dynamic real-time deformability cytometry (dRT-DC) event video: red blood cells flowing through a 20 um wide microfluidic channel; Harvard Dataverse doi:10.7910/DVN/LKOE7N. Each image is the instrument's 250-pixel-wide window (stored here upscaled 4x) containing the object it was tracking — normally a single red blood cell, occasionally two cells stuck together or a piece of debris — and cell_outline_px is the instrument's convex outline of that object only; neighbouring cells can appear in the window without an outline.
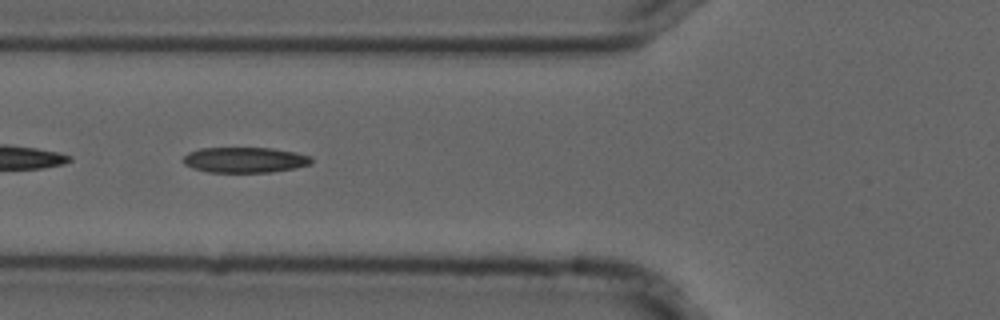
{"species": "common noctule bat (a hibernating species)", "species_latin": "Nyctalus noctula", "temperature_condition": "cold", "stored_images_in_passage": 40, "camera_frame_rate_fps": 3000, "um_per_image_px": 0.085, "animal": {"sex": "male", "forearm_length_mm": 52.5}, "frame": {"image": 1, "passage_image": 15, "time_ms": 4.667, "image_size_px": [1000, 320], "cell_outline_px": [[312, 164], [296, 168], [272, 172], [208, 172], [192, 168], [184, 164], [180, 160], [188, 152], [200, 148], [272, 148], [296, 152], [312, 156]], "centroid_in_image_um": [20.81, 13.59], "position_along_channel_um": 105.0, "area_um2": 19.31}}
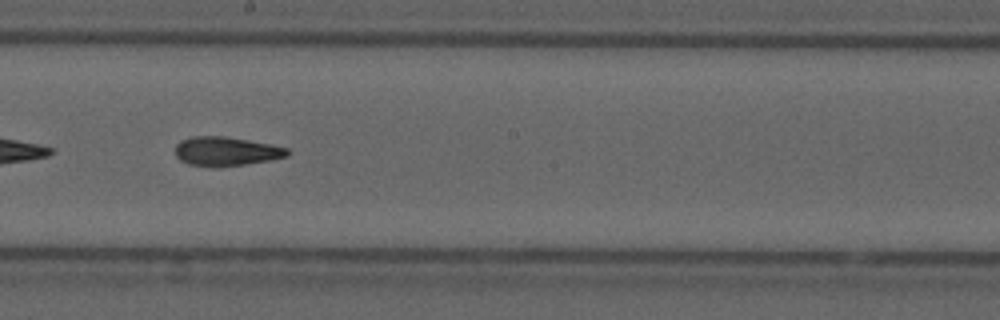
{"frame": {"image": 2, "passage_image": 25, "time_ms": 8.0, "image_size_px": [1000, 320], "cell_outline_px": [[292, 152], [288, 156], [272, 160], [216, 168], [188, 164], [180, 160], [176, 156], [176, 144], [180, 140], [192, 136], [224, 136], [272, 144], [288, 148]], "centroid_in_image_um": [19.24, 12.87], "position_along_channel_um": 229.0, "area_um2": 19.31}}
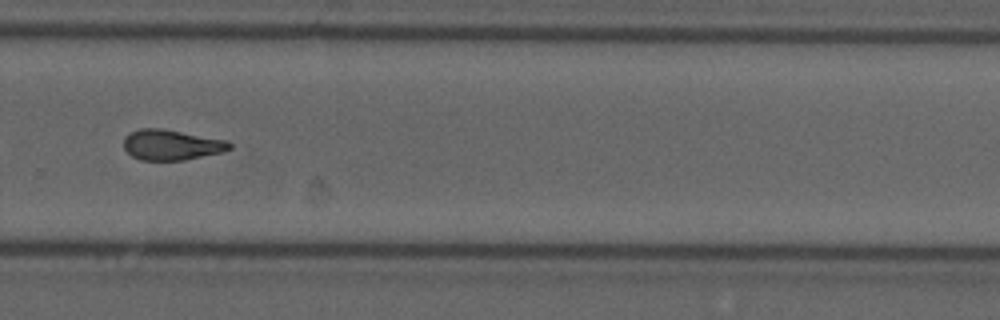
{"frame": {"image": 3, "passage_image": 32, "time_ms": 10.333, "image_size_px": [1000, 320], "cell_outline_px": [[232, 148], [224, 152], [184, 160], [140, 160], [132, 156], [124, 148], [124, 136], [140, 128], [160, 128], [228, 140], [232, 144]], "centroid_in_image_um": [14.6, 12.31], "position_along_channel_um": 315.2, "area_um2": 18.84}, "authors_computed_cell_mechanics": {"area_um2": 19.1318, "velocity_mm_per_s": 3.7125, "shape_relaxation_time_tau1_ms": null, "shape_relaxation_time_tau2_ms": 4.1675, "deformation_change_tau1": null, "deformation_change_tau2": 0.1366}}